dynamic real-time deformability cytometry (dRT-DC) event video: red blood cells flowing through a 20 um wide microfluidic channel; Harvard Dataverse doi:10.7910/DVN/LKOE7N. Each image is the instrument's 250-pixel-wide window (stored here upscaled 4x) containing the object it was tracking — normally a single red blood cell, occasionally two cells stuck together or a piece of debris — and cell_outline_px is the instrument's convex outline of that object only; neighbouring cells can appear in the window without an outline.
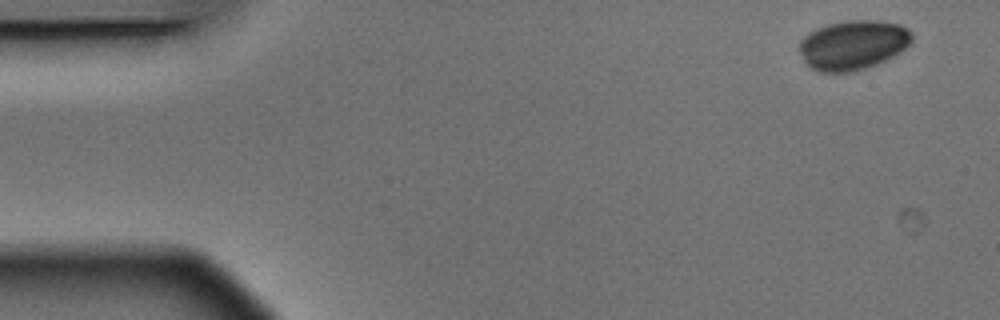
{"species": "Egyptian fruit bat (a non-hibernating species)", "species_latin": "Rousettus aegyptiacus", "temperature_condition": "warm", "stored_images_in_passage": 8, "camera_frame_rate_fps": 3000, "um_per_image_px": 0.085, "animal": {"sex": "male"}, "frame": {"image": 1, "passage_image": 1, "time_ms": 0.0, "image_size_px": [1000, 320], "cell_outline_px": [[912, 40], [900, 52], [876, 64], [864, 68], [848, 72], [820, 72], [812, 68], [804, 60], [800, 52], [800, 40], [808, 32], [816, 28], [828, 24], [848, 20], [880, 20], [900, 24], [908, 28], [912, 32]], "centroid_in_image_um": [72.51, 3.79], "position_along_channel_um": 12.5, "area_um2": 32.37}}
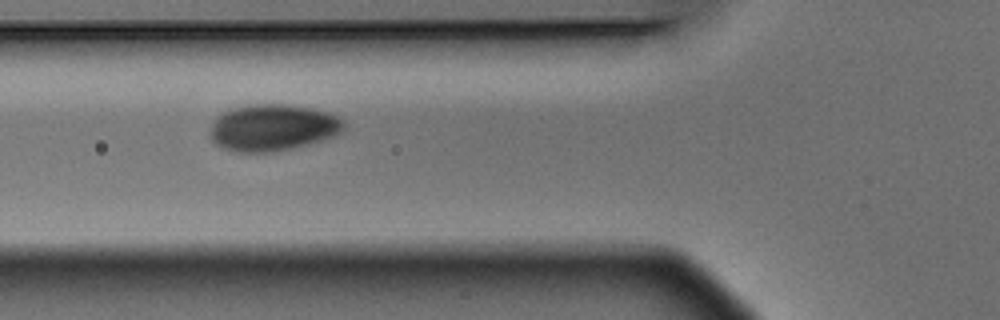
{"frame": {"image": 2, "passage_image": 6, "time_ms": 1.667, "image_size_px": [1000, 320], "cell_outline_px": [[344, 128], [336, 136], [328, 140], [292, 148], [272, 152], [236, 152], [224, 148], [216, 144], [208, 136], [208, 132], [216, 116], [224, 112], [248, 104], [288, 104], [312, 108], [328, 112], [344, 120]], "centroid_in_image_um": [23.2, 10.85], "position_along_channel_um": 102.6, "area_um2": 36.76}}
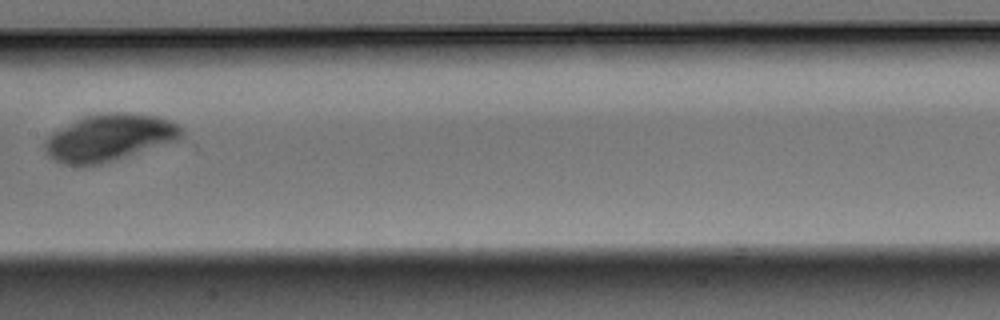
{"frame": {"image": 3, "passage_image": 8, "time_ms": 2.333, "image_size_px": [1000, 320], "cell_outline_px": [[184, 136], [180, 140], [100, 164], [80, 168], [64, 164], [48, 156], [44, 152], [44, 140], [52, 132], [84, 116], [100, 112], [128, 112], [156, 116], [172, 120], [184, 128]], "centroid_in_image_um": [9.3, 11.7], "position_along_channel_um": 198.1, "area_um2": 38.15}}